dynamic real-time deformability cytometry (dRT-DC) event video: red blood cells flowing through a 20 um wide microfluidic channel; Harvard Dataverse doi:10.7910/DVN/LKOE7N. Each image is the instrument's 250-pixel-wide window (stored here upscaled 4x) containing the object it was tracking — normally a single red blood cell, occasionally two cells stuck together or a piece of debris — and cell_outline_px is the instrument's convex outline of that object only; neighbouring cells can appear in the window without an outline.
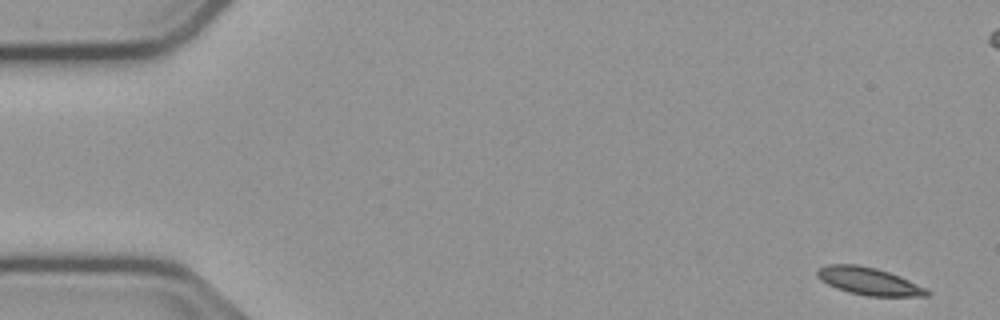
{"species": "common noctule bat (a hibernating species)", "species_latin": "Nyctalus noctula", "temperature_condition": "cold", "stored_images_in_passage": 55, "camera_frame_rate_fps": 3000, "um_per_image_px": 0.085, "animal": {"sex": "male", "body_mass_g": 23.1, "forearm_length_mm": 52.7}, "frame": {"image": 1, "passage_image": 1, "time_ms": 0.0, "image_size_px": [1000, 320], "cell_outline_px": [[932, 292], [928, 296], [868, 296], [848, 292], [836, 288], [820, 280], [816, 276], [816, 272], [820, 268], [828, 264], [856, 264], [876, 268], [900, 276]], "centroid_in_image_um": [73.82, 23.9], "position_along_channel_um": 11.2, "area_um2": 17.46}}
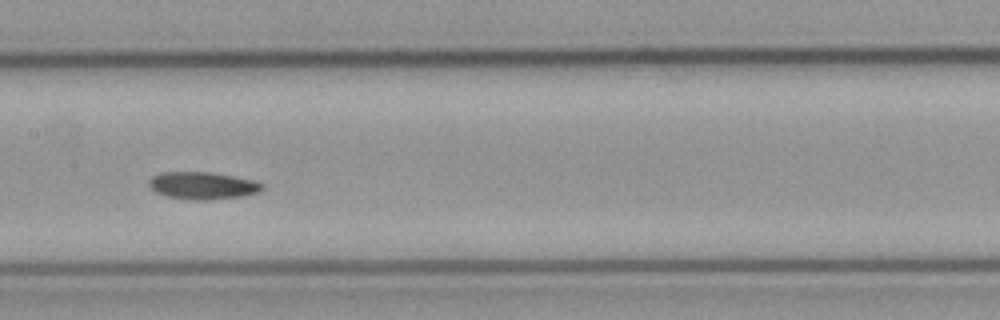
{"frame": {"image": 2, "passage_image": 26, "time_ms": 8.333, "image_size_px": [1000, 320], "cell_outline_px": [[264, 188], [260, 192], [244, 196], [208, 200], [192, 200], [168, 196], [156, 192], [148, 184], [148, 180], [152, 176], [160, 172], [212, 172], [256, 180], [264, 184]], "centroid_in_image_um": [17.27, 15.77], "position_along_channel_um": 190.1, "area_um2": 18.26}}
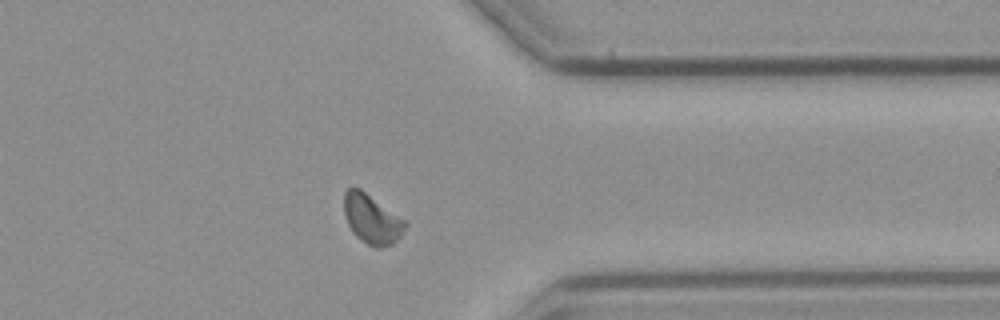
{"frame": {"image": 3, "passage_image": 42, "time_ms": 13.667, "image_size_px": [1000, 320], "cell_outline_px": [[408, 224], [400, 236], [392, 244], [380, 248], [376, 248], [360, 240], [352, 232], [348, 224], [344, 212], [344, 192], [348, 188], [360, 188], [408, 220]], "centroid_in_image_um": [31.64, 18.61], "position_along_channel_um": 379.8, "area_um2": 17.86}, "authors_computed_cell_mechanics": {"area_um2": 17.4556, "velocity_mm_per_s": 3.7189, "shape_relaxation_time_tau1_ms": 7.1359, "shape_relaxation_time_tau2_ms": 7.7857, "deformation_change_tau1": 0.1276, "deformation_change_tau2": 0.0975}}